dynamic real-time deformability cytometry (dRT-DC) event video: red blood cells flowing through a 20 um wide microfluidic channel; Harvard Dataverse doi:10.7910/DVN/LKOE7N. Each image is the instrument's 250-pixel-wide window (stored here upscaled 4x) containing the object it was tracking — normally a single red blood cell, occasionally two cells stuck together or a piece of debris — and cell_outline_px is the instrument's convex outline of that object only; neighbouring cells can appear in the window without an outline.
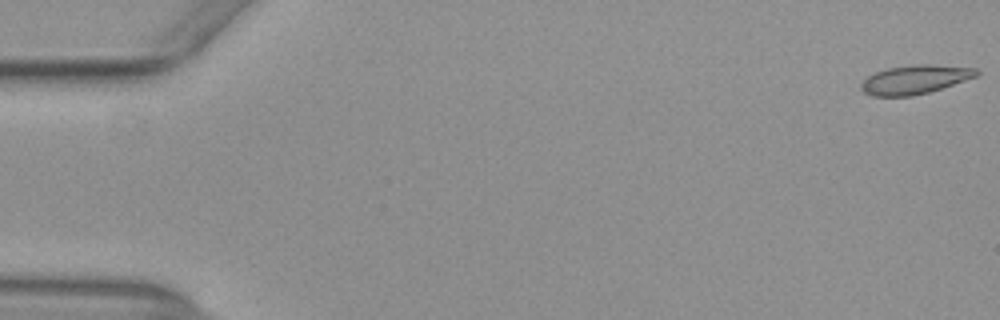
{"species": "common noctule bat (a hibernating species)", "species_latin": "Nyctalus noctula", "temperature_condition": "warm", "stored_images_in_passage": 5, "camera_frame_rate_fps": 3000, "um_per_image_px": 0.085, "animal": {"sex": "female", "body_mass_g": 29.2, "forearm_length_mm": 56.3}, "frame": {"image": 1, "passage_image": 1, "time_ms": 0.0, "image_size_px": [1000, 320], "cell_outline_px": [[980, 72], [976, 76], [928, 92], [912, 96], [872, 96], [864, 92], [860, 88], [860, 84], [868, 76], [876, 72], [888, 68], [912, 64], [928, 64], [976, 68]], "centroid_in_image_um": [77.73, 6.75], "position_along_channel_um": 7.3, "area_um2": 19.19}}